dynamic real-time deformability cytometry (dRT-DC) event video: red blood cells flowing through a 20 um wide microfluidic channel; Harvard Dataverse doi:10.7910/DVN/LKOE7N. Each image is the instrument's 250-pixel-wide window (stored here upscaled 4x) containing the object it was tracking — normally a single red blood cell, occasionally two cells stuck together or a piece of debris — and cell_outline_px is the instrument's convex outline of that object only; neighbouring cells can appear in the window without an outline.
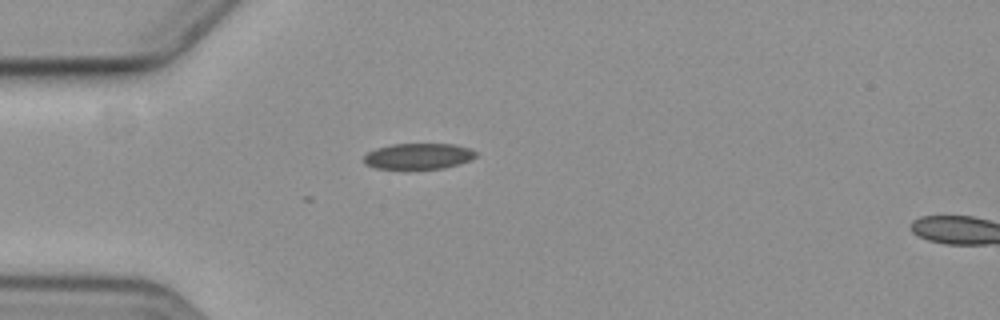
{"species": "common noctule bat (a hibernating species)", "species_latin": "Nyctalus noctula", "temperature_condition": "cold", "stored_images_in_passage": 2, "segment_of_instrument_passage": [1, 2], "camera_frame_rate_fps": 3000, "um_per_image_px": 0.085, "animal": {"sex": "female", "body_mass_g": 19.3, "forearm_length_mm": 54.1}, "frame": {"image": 1, "passage_image": 1, "time_ms": 0.0, "image_size_px": [1000, 320], "cell_outline_px": [[476, 156], [472, 160], [460, 164], [444, 168], [408, 172], [376, 168], [364, 164], [364, 156], [368, 152], [376, 148], [392, 144], [452, 144], [468, 148], [476, 152]], "centroid_in_image_um": [35.53, 13.33], "position_along_channel_um": 49.5, "area_um2": 17.74}}